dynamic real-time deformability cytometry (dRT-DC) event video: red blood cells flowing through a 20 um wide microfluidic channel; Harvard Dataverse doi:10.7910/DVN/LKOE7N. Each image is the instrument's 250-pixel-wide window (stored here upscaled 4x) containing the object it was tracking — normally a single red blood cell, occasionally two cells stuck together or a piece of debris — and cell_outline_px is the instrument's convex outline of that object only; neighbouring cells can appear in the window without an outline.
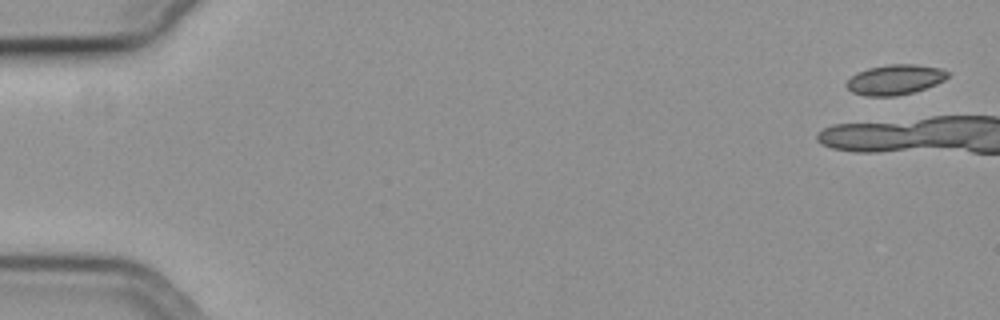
{"species": "common noctule bat (a hibernating species)", "species_latin": "Nyctalus noctula", "temperature_condition": "cold", "stored_images_in_passage": 5, "camera_frame_rate_fps": 3000, "um_per_image_px": 0.085, "animal": {"sex": "female", "body_mass_g": 19.3, "forearm_length_mm": 54.1}, "frame": {"image": 1, "passage_image": 1, "time_ms": 0.0, "image_size_px": [1000, 320], "cell_outline_px": [[948, 76], [944, 80], [936, 84], [912, 92], [896, 96], [868, 96], [852, 92], [844, 84], [852, 76], [868, 68], [888, 64], [916, 64], [940, 68], [948, 72]], "centroid_in_image_um": [76.07, 6.76], "position_along_channel_um": 8.9, "area_um2": 17.57}}